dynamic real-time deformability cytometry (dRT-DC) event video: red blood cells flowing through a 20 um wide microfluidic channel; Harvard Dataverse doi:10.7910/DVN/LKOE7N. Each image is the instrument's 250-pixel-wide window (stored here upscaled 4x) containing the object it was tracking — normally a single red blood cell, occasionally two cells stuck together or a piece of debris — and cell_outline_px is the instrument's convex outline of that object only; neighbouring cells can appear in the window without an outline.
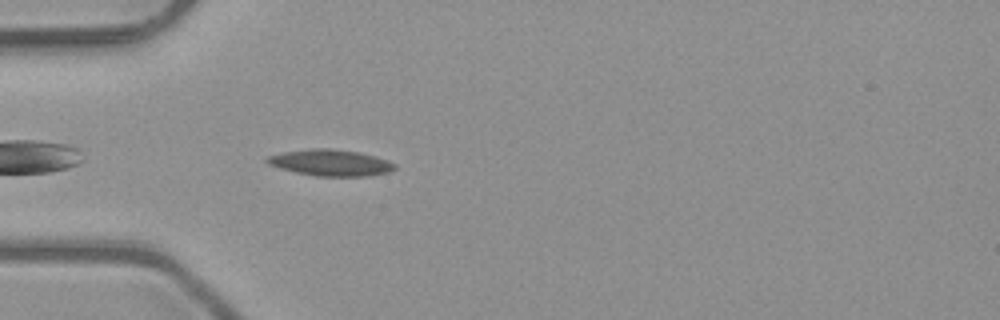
{"species": "common noctule bat (a hibernating species)", "species_latin": "Nyctalus noctula", "temperature_condition": "room temperature", "stored_images_in_passage": 2, "camera_frame_rate_fps": 3000, "um_per_image_px": 0.085, "animal": {"sex": "male", "body_mass_g": 23.1, "forearm_length_mm": 52.7}, "frame": {"image": 1, "passage_image": 2, "time_ms": 0.333, "image_size_px": [1000, 320], "cell_outline_px": [[396, 168], [388, 172], [368, 176], [316, 176], [296, 172], [280, 168], [268, 164], [264, 160], [268, 156], [280, 152], [312, 148], [332, 148], [360, 152], [376, 156], [388, 160], [396, 164]], "centroid_in_image_um": [28.1, 13.82], "position_along_channel_um": 56.9, "area_um2": 19.77}}